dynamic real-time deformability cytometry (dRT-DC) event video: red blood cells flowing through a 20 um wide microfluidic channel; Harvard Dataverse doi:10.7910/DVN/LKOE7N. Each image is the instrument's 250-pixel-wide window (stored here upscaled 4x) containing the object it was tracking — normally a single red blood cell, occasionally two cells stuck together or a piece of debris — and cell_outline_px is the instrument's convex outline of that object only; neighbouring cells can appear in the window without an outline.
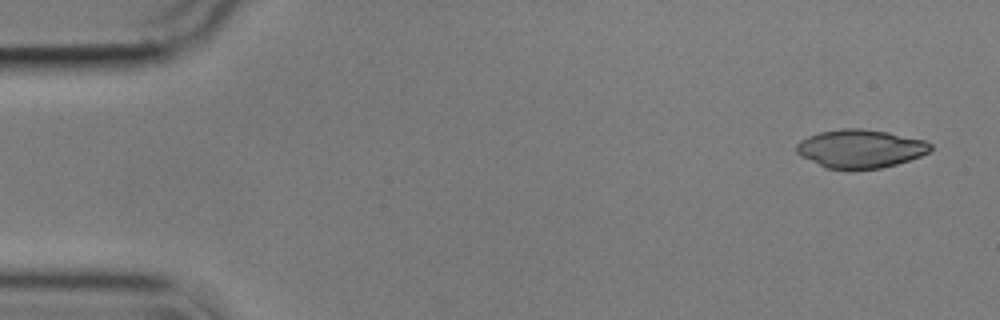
{"species": "common noctule bat (a hibernating species)", "species_latin": "Nyctalus noctula", "temperature_condition": "cold", "stored_images_in_passage": 10, "camera_frame_rate_fps": 3000, "um_per_image_px": 0.085, "animal": {"sex": "male", "body_mass_g": 17.9}, "frame": {"image": 1, "passage_image": 1, "time_ms": 0.0, "image_size_px": [1000, 320], "cell_outline_px": [[932, 148], [928, 152], [920, 156], [896, 164], [880, 168], [824, 168], [800, 156], [796, 152], [796, 144], [800, 140], [808, 136], [820, 132], [840, 128], [860, 128], [888, 132], [924, 140], [932, 144]], "centroid_in_image_um": [73.1, 12.62], "position_along_channel_um": 11.9, "area_um2": 29.82}}